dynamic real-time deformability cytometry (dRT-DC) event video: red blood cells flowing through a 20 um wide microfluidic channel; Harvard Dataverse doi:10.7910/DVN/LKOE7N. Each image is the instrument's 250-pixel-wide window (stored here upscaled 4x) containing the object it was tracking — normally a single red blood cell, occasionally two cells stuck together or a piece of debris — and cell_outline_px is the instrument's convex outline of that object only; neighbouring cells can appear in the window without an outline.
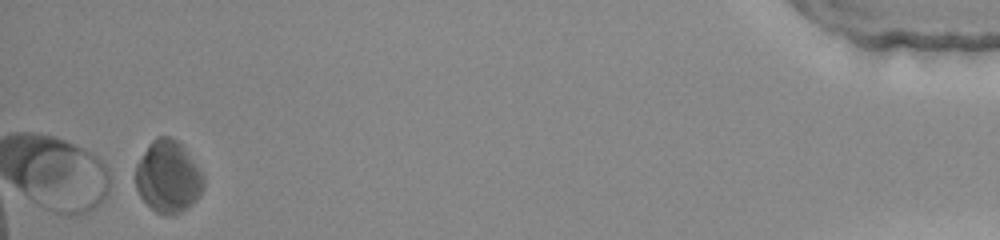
{"species": "common noctule bat (a hibernating species)", "species_latin": "Nyctalus noctula", "temperature_condition": "warm", "stored_images_in_passage": 36, "camera_frame_rate_fps": 3000, "um_per_image_px": 0.085, "animal": {"sex": "female", "body_mass_g": 22.0, "forearm_length_mm": 56.7}, "frame": {"image": 1, "passage_image": 36, "time_ms": 11.667, "image_size_px": [1000, 240], "cell_outline_px": [[204, 188], [200, 196], [192, 204], [180, 212], [172, 216], [164, 216], [156, 212], [140, 196], [136, 188], [136, 164], [148, 144], [156, 136], [168, 136], [176, 140], [184, 148], [204, 176]], "centroid_in_image_um": [14.29, 15.04], "position_along_channel_um": 420.9, "area_um2": 28.55}}